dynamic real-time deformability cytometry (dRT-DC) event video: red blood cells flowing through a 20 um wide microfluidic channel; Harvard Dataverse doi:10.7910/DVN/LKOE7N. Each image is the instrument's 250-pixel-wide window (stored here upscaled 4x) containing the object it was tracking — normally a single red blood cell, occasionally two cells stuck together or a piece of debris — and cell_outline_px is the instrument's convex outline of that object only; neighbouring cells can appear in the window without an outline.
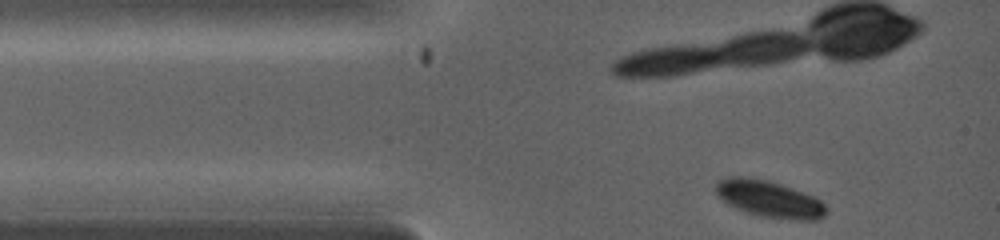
{"species": "common noctule bat (a hibernating species)", "species_latin": "Nyctalus noctula", "temperature_condition": "warm", "stored_images_in_passage": 20, "camera_frame_rate_fps": 5000, "um_per_image_px": 0.085, "animal": {"sex": "female", "body_mass_g": 19.0, "forearm_length_mm": 53.3}, "frame": {"image": 1, "passage_image": 1, "time_ms": 0.0, "image_size_px": [1000, 240], "cell_outline_px": [[828, 212], [824, 216], [816, 220], [796, 220], [760, 216], [736, 208], [728, 204], [716, 192], [716, 184], [720, 180], [728, 176], [744, 176], [768, 180], [816, 196], [828, 208]], "centroid_in_image_um": [65.44, 16.91], "position_along_channel_um": 19.6, "area_um2": 23.64}}